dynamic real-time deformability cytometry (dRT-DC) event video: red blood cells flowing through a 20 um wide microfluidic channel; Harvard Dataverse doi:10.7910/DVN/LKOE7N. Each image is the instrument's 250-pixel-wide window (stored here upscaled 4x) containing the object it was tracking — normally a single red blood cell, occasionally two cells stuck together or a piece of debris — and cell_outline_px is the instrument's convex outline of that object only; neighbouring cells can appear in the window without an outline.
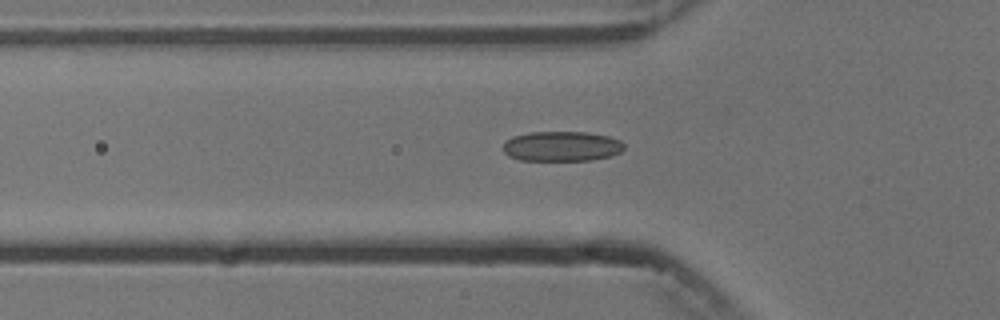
{"species": "common noctule bat (a hibernating species)", "species_latin": "Nyctalus noctula", "temperature_condition": "cold", "stored_images_in_passage": 7, "segment_of_instrument_passage": [2, 2], "camera_frame_rate_fps": 3000, "um_per_image_px": 0.085, "animal": {"sex": "male", "body_mass_g": 13.3}, "frame": {"image": 1, "passage_image": 7, "time_ms": 7.0, "image_size_px": [1000, 320], "cell_outline_px": [[624, 148], [620, 152], [612, 156], [592, 160], [520, 160], [508, 156], [504, 152], [504, 144], [512, 136], [528, 132], [588, 132], [608, 136], [620, 140], [624, 144]], "centroid_in_image_um": [47.76, 12.43], "position_along_channel_um": 78.0, "area_um2": 21.21}}